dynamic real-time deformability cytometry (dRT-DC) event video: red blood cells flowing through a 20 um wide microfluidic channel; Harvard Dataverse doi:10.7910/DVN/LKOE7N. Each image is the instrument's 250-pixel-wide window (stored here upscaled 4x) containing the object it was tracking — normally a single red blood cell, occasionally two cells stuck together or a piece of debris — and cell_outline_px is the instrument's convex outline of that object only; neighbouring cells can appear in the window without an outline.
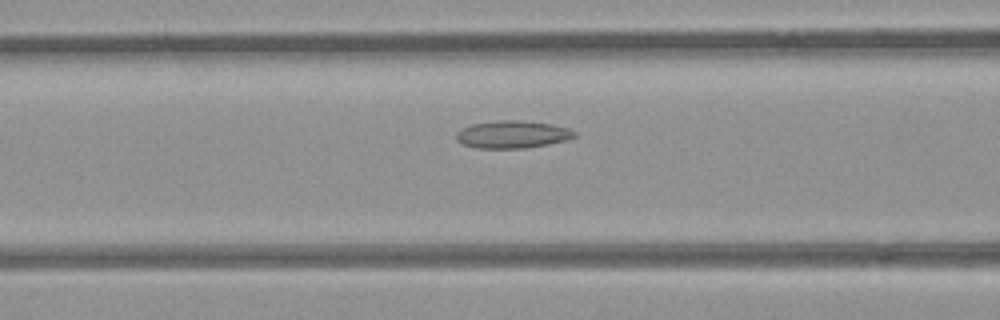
{"species": "common noctule bat (a hibernating species)", "species_latin": "Nyctalus noctula", "temperature_condition": "room temperature", "stored_images_in_passage": 36, "camera_frame_rate_fps": 3000, "um_per_image_px": 0.085, "animal": {"sex": "female", "body_mass_g": 21.9}, "frame": {"image": 1, "passage_image": 8, "time_ms": 2.333, "image_size_px": [1000, 320], "cell_outline_px": [[576, 136], [568, 140], [548, 144], [524, 148], [476, 148], [464, 144], [456, 140], [456, 132], [460, 128], [472, 124], [496, 120], [516, 120], [552, 124], [568, 128], [576, 132]], "centroid_in_image_um": [43.54, 11.42], "position_along_channel_um": 123.1, "area_um2": 19.02}}
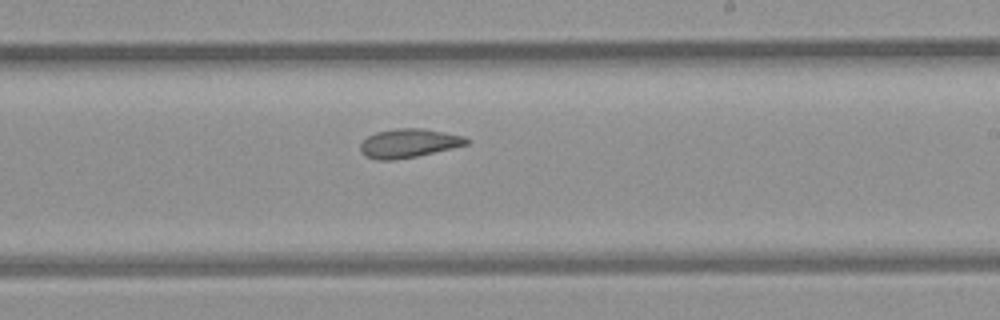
{"frame": {"image": 2, "passage_image": 18, "time_ms": 5.667, "image_size_px": [1000, 320], "cell_outline_px": [[468, 144], [452, 148], [416, 156], [392, 160], [376, 160], [364, 156], [360, 152], [360, 144], [368, 136], [376, 132], [396, 128], [424, 128], [464, 136], [468, 140]], "centroid_in_image_um": [34.7, 12.17], "position_along_channel_um": 254.3, "area_um2": 17.8}}
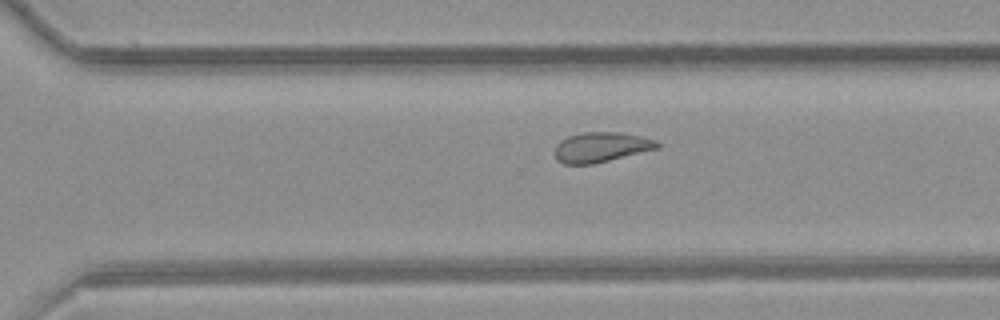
{"frame": {"image": 3, "passage_image": 23, "time_ms": 7.333, "image_size_px": [1000, 320], "cell_outline_px": [[660, 148], [592, 164], [564, 164], [556, 160], [556, 144], [560, 140], [568, 136], [584, 132], [624, 132], [656, 140], [660, 144]], "centroid_in_image_um": [51.11, 12.5], "position_along_channel_um": 319.5, "area_um2": 17.92}, "authors_computed_cell_mechanics": {"area_um2": 18.9295, "velocity_mm_per_s": 3.9248, "shape_relaxation_time_tau1_ms": null, "shape_relaxation_time_tau2_ms": 3.205, "deformation_change_tau1": null, "deformation_change_tau2": 0.1072}}